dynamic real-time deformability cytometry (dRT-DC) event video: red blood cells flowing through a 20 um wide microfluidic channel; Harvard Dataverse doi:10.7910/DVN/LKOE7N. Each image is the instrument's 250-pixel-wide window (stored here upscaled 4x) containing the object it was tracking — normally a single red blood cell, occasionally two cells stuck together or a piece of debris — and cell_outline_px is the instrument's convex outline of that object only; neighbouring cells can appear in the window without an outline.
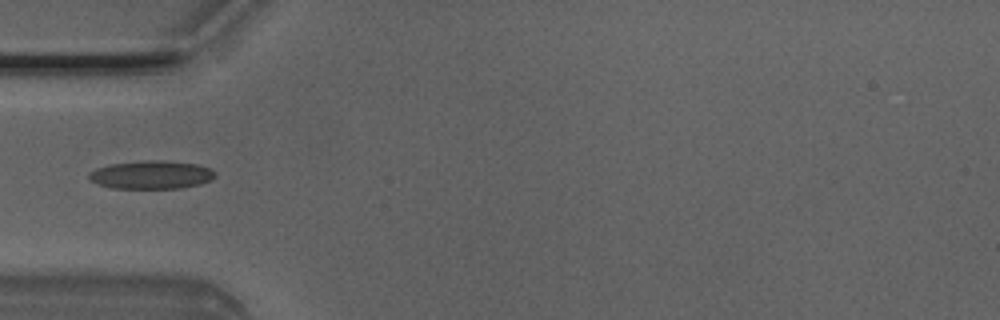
{"species": "Egyptian fruit bat (a non-hibernating species)", "species_latin": "Rousettus aegyptiacus", "temperature_condition": "room temperature", "stored_images_in_passage": 5, "camera_frame_rate_fps": 3000, "um_per_image_px": 0.085, "animal": {"sex": "male"}, "frame": {"image": 1, "passage_image": 4, "time_ms": 1.0, "image_size_px": [1000, 320], "cell_outline_px": [[216, 176], [212, 180], [200, 184], [180, 188], [112, 188], [88, 180], [88, 172], [96, 168], [108, 164], [144, 160], [164, 160], [196, 164], [212, 168], [216, 172]], "centroid_in_image_um": [12.87, 14.85], "position_along_channel_um": 72.1, "area_um2": 21.04}}